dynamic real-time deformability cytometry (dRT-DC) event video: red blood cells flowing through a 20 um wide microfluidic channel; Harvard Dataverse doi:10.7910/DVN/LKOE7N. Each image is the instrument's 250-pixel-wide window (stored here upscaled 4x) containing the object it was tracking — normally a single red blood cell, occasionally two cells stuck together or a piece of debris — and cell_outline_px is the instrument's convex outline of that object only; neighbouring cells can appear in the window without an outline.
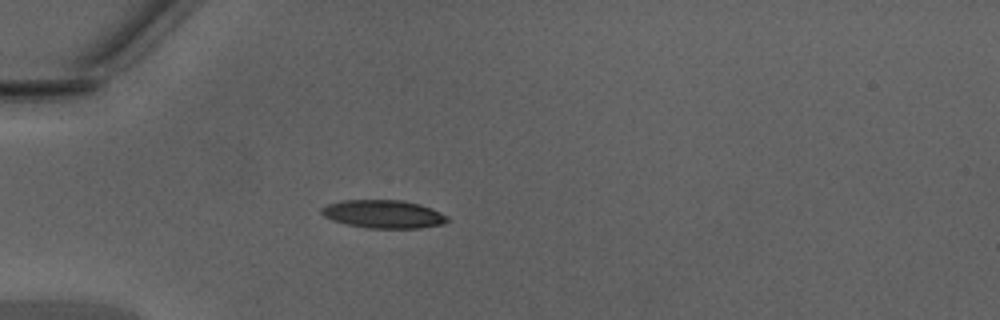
{"species": "Egyptian fruit bat (a non-hibernating species)", "species_latin": "Rousettus aegyptiacus", "temperature_condition": "warm", "stored_images_in_passage": 34, "camera_frame_rate_fps": 3000, "um_per_image_px": 0.085, "animal": {"sex": "male"}, "frame": {"image": 1, "passage_image": 1, "time_ms": 0.0, "image_size_px": [1000, 320], "cell_outline_px": [[452, 220], [444, 224], [420, 228], [368, 228], [348, 224], [332, 220], [324, 216], [320, 212], [320, 208], [328, 204], [340, 200], [404, 200], [420, 204], [432, 208], [448, 216]], "centroid_in_image_um": [32.63, 18.19], "position_along_channel_um": 52.4, "area_um2": 20.87}}
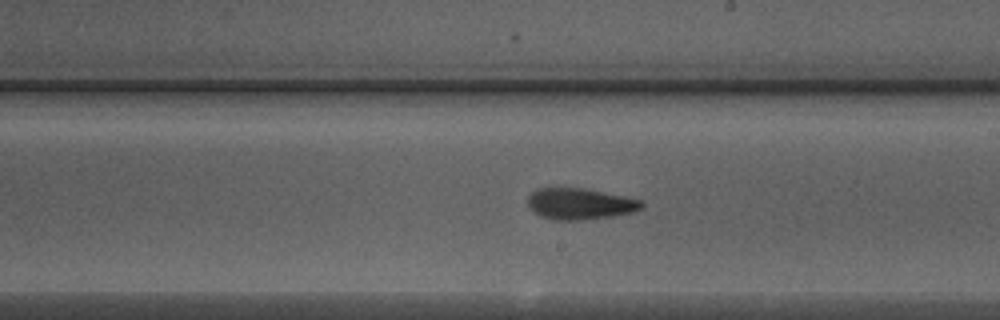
{"frame": {"image": 2, "passage_image": 15, "time_ms": 4.667, "image_size_px": [1000, 320], "cell_outline_px": [[644, 204], [640, 208], [632, 212], [612, 216], [576, 220], [556, 220], [540, 216], [528, 204], [528, 196], [536, 188], [584, 188], [640, 200]], "centroid_in_image_um": [49.26, 17.32], "position_along_channel_um": 239.7, "area_um2": 20.29}}
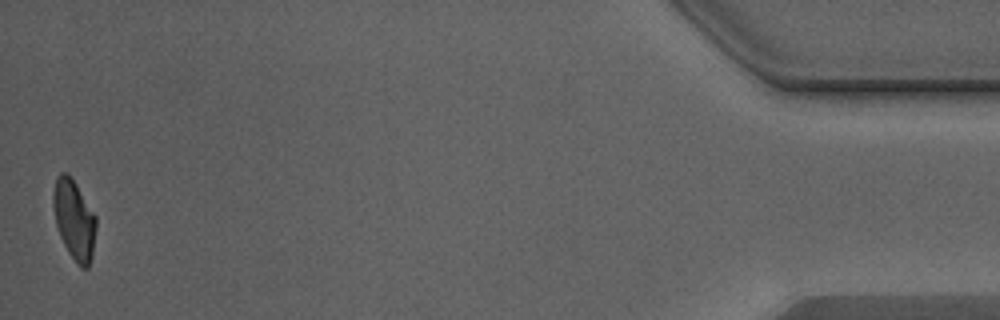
{"frame": {"image": 3, "passage_image": 34, "time_ms": 11.0, "image_size_px": [1000, 320], "cell_outline_px": [[96, 228], [92, 256], [88, 268], [80, 268], [76, 264], [68, 252], [60, 236], [56, 224], [52, 204], [52, 192], [56, 176], [60, 172], [68, 172], [76, 184], [96, 216]], "centroid_in_image_um": [6.29, 18.66], "position_along_channel_um": 428.9, "area_um2": 20.11}, "authors_computed_cell_mechanics": {"area_um2": 20.7791, "velocity_mm_per_s": 4.3642, "shape_relaxation_time_tau1_ms": 4.9513, "shape_relaxation_time_tau2_ms": 2.2422, "deformation_change_tau1": 0.1954, "deformation_change_tau2": 0.1059}}